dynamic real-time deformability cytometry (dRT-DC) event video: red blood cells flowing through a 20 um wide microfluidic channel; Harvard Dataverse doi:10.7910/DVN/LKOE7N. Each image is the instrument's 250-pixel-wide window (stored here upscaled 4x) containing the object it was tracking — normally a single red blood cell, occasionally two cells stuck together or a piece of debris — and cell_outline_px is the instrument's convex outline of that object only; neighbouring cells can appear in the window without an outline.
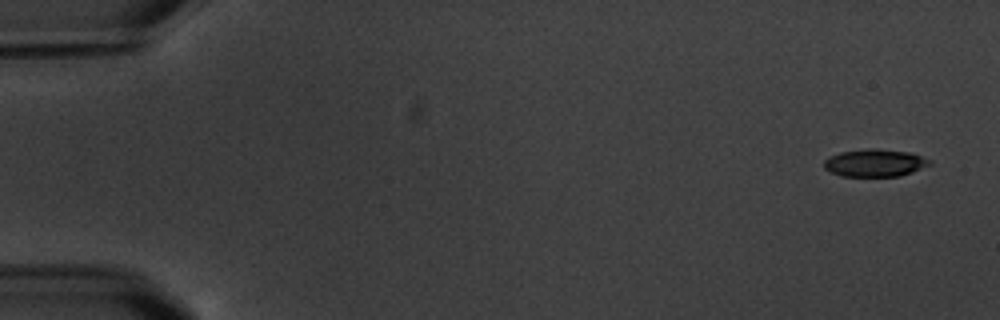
{"species": "common noctule bat (a hibernating species)", "species_latin": "Nyctalus noctula", "temperature_condition": "warm", "stored_images_in_passage": 16, "camera_frame_rate_fps": 3000, "um_per_image_px": 0.085, "animal": {"sex": "male", "body_mass_g": 20.1, "forearm_length_mm": 53.5}, "frame": {"image": 1, "passage_image": 1, "time_ms": 0.0, "image_size_px": [1000, 320], "cell_outline_px": [[932, 164], [912, 172], [900, 176], [840, 176], [824, 168], [824, 160], [828, 156], [840, 152], [868, 148], [876, 148], [912, 152], [932, 160]], "centroid_in_image_um": [74.38, 13.83], "position_along_channel_um": 10.6, "area_um2": 17.17}}
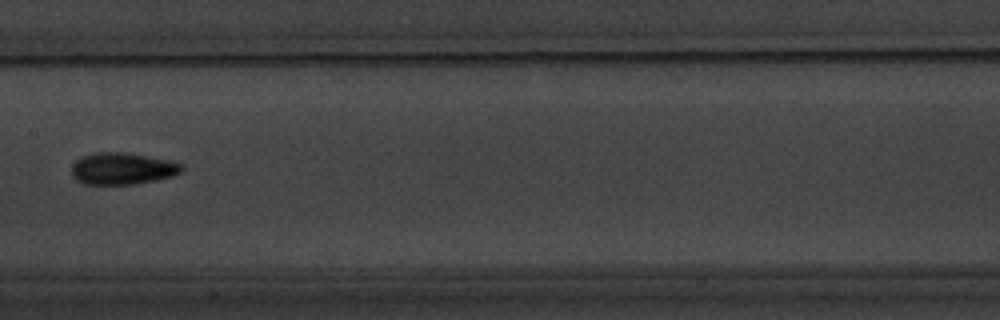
{"frame": {"image": 2, "passage_image": 9, "time_ms": 9.333, "image_size_px": [1000, 320], "cell_outline_px": [[184, 168], [180, 172], [172, 176], [156, 180], [136, 184], [84, 184], [76, 180], [72, 176], [72, 164], [76, 160], [84, 156], [96, 152], [128, 152], [172, 160], [180, 164]], "centroid_in_image_um": [10.41, 14.32], "position_along_channel_um": 197.0, "area_um2": 20.58}}
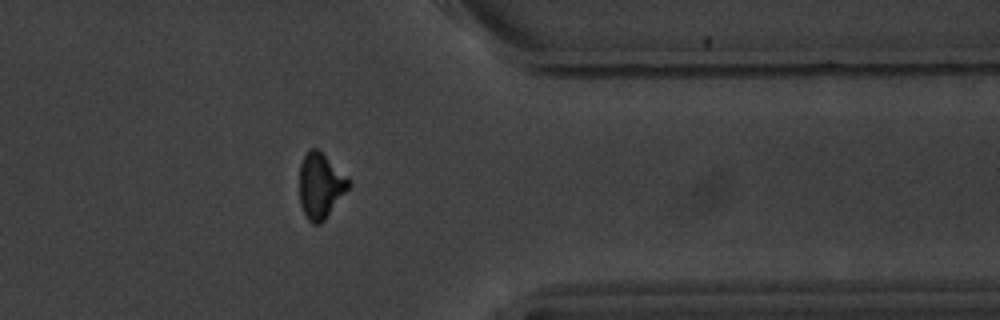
{"frame": {"image": 3, "passage_image": 14, "time_ms": 15.0, "image_size_px": [1000, 320], "cell_outline_px": [[352, 184], [324, 220], [320, 224], [312, 224], [308, 220], [300, 204], [300, 164], [304, 156], [312, 148], [316, 148], [352, 180]], "centroid_in_image_um": [27.26, 15.8], "position_along_channel_um": 384.1, "area_um2": 18.55}}